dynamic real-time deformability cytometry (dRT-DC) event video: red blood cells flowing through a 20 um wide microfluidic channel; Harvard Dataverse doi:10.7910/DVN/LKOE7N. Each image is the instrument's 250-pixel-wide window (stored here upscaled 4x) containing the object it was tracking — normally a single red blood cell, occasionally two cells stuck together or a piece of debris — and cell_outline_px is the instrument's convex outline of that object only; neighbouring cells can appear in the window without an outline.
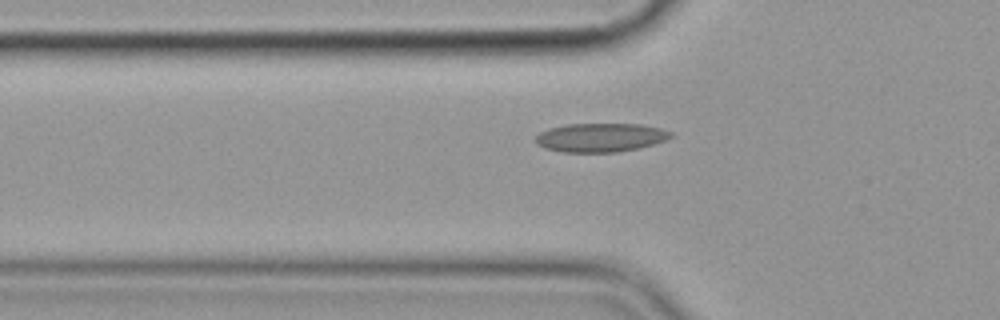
{"species": "common noctule bat (a hibernating species)", "species_latin": "Nyctalus noctula", "temperature_condition": "cold", "stored_images_in_passage": 27, "camera_frame_rate_fps": 3000, "um_per_image_px": 0.085, "animal": {"sex": "female", "body_mass_g": 19.9}, "frame": {"image": 1, "passage_image": 2, "time_ms": 0.333, "image_size_px": [1000, 320], "cell_outline_px": [[672, 136], [664, 140], [652, 144], [636, 148], [616, 152], [564, 152], [544, 148], [536, 144], [532, 140], [540, 132], [548, 128], [568, 124], [640, 124], [660, 128], [672, 132]], "centroid_in_image_um": [50.97, 11.68], "position_along_channel_um": 74.8, "area_um2": 22.6}}
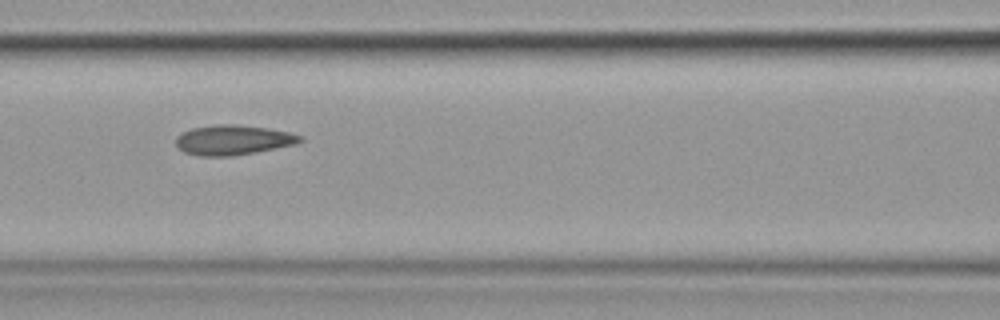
{"frame": {"image": 2, "passage_image": 8, "time_ms": 2.333, "image_size_px": [1000, 320], "cell_outline_px": [[304, 140], [296, 144], [276, 148], [232, 156], [200, 156], [184, 152], [176, 144], [176, 136], [180, 132], [192, 128], [216, 124], [236, 124], [264, 128], [288, 132], [304, 136]], "centroid_in_image_um": [19.8, 11.89], "position_along_channel_um": 146.8, "area_um2": 21.62}}
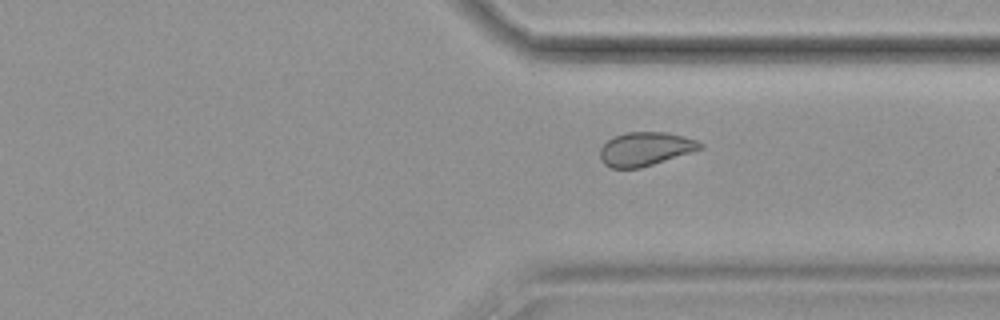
{"frame": {"image": 3, "passage_image": 27, "time_ms": 8.667, "image_size_px": [1000, 320], "cell_outline_px": [[704, 148], [692, 152], [640, 168], [612, 168], [604, 164], [600, 160], [600, 148], [612, 136], [624, 132], [664, 132], [684, 136], [696, 140], [704, 144]], "centroid_in_image_um": [54.84, 12.65], "position_along_channel_um": 356.6, "area_um2": 19.77}}